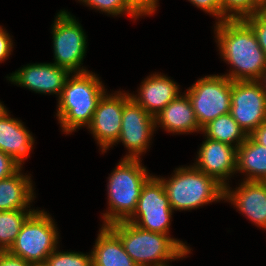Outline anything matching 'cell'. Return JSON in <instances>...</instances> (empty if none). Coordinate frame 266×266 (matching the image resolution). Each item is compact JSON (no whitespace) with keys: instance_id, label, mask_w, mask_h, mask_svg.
Masks as SVG:
<instances>
[{"instance_id":"26","label":"cell","mask_w":266,"mask_h":266,"mask_svg":"<svg viewBox=\"0 0 266 266\" xmlns=\"http://www.w3.org/2000/svg\"><path fill=\"white\" fill-rule=\"evenodd\" d=\"M221 8L222 21L242 20L260 10L253 0H221Z\"/></svg>"},{"instance_id":"7","label":"cell","mask_w":266,"mask_h":266,"mask_svg":"<svg viewBox=\"0 0 266 266\" xmlns=\"http://www.w3.org/2000/svg\"><path fill=\"white\" fill-rule=\"evenodd\" d=\"M51 24V36L54 64L68 69L71 73L88 72L83 66L88 48V36L82 24L67 9L54 16Z\"/></svg>"},{"instance_id":"1","label":"cell","mask_w":266,"mask_h":266,"mask_svg":"<svg viewBox=\"0 0 266 266\" xmlns=\"http://www.w3.org/2000/svg\"><path fill=\"white\" fill-rule=\"evenodd\" d=\"M213 25L218 54L230 65L222 75L231 81L258 80L266 68V56L251 26L244 19Z\"/></svg>"},{"instance_id":"19","label":"cell","mask_w":266,"mask_h":266,"mask_svg":"<svg viewBox=\"0 0 266 266\" xmlns=\"http://www.w3.org/2000/svg\"><path fill=\"white\" fill-rule=\"evenodd\" d=\"M20 168L12 176L0 180V211L36 210L31 208L36 193L31 173Z\"/></svg>"},{"instance_id":"2","label":"cell","mask_w":266,"mask_h":266,"mask_svg":"<svg viewBox=\"0 0 266 266\" xmlns=\"http://www.w3.org/2000/svg\"><path fill=\"white\" fill-rule=\"evenodd\" d=\"M108 227L120 238L127 254L138 266H169L192 253L188 244L172 235L144 230L128 221Z\"/></svg>"},{"instance_id":"3","label":"cell","mask_w":266,"mask_h":266,"mask_svg":"<svg viewBox=\"0 0 266 266\" xmlns=\"http://www.w3.org/2000/svg\"><path fill=\"white\" fill-rule=\"evenodd\" d=\"M98 76L88 71L71 73L67 78L55 113L63 134L72 135L91 124L98 101L107 91Z\"/></svg>"},{"instance_id":"12","label":"cell","mask_w":266,"mask_h":266,"mask_svg":"<svg viewBox=\"0 0 266 266\" xmlns=\"http://www.w3.org/2000/svg\"><path fill=\"white\" fill-rule=\"evenodd\" d=\"M230 114L247 136L266 121V94L257 80L232 81Z\"/></svg>"},{"instance_id":"13","label":"cell","mask_w":266,"mask_h":266,"mask_svg":"<svg viewBox=\"0 0 266 266\" xmlns=\"http://www.w3.org/2000/svg\"><path fill=\"white\" fill-rule=\"evenodd\" d=\"M71 72L53 62L29 63L6 76V80L38 94L56 95L58 100Z\"/></svg>"},{"instance_id":"25","label":"cell","mask_w":266,"mask_h":266,"mask_svg":"<svg viewBox=\"0 0 266 266\" xmlns=\"http://www.w3.org/2000/svg\"><path fill=\"white\" fill-rule=\"evenodd\" d=\"M58 246L46 259L48 266H93L91 251H61Z\"/></svg>"},{"instance_id":"14","label":"cell","mask_w":266,"mask_h":266,"mask_svg":"<svg viewBox=\"0 0 266 266\" xmlns=\"http://www.w3.org/2000/svg\"><path fill=\"white\" fill-rule=\"evenodd\" d=\"M200 146L192 164L226 187L236 175V148L207 137Z\"/></svg>"},{"instance_id":"32","label":"cell","mask_w":266,"mask_h":266,"mask_svg":"<svg viewBox=\"0 0 266 266\" xmlns=\"http://www.w3.org/2000/svg\"><path fill=\"white\" fill-rule=\"evenodd\" d=\"M146 16H152L158 10L159 0H131Z\"/></svg>"},{"instance_id":"28","label":"cell","mask_w":266,"mask_h":266,"mask_svg":"<svg viewBox=\"0 0 266 266\" xmlns=\"http://www.w3.org/2000/svg\"><path fill=\"white\" fill-rule=\"evenodd\" d=\"M193 6L199 8L204 13L214 17L215 23L222 21L221 0H188Z\"/></svg>"},{"instance_id":"35","label":"cell","mask_w":266,"mask_h":266,"mask_svg":"<svg viewBox=\"0 0 266 266\" xmlns=\"http://www.w3.org/2000/svg\"><path fill=\"white\" fill-rule=\"evenodd\" d=\"M253 3L260 9L266 10V0H253Z\"/></svg>"},{"instance_id":"17","label":"cell","mask_w":266,"mask_h":266,"mask_svg":"<svg viewBox=\"0 0 266 266\" xmlns=\"http://www.w3.org/2000/svg\"><path fill=\"white\" fill-rule=\"evenodd\" d=\"M27 128L21 119L11 116L10 111L0 118V150L11 156L20 168H24L35 149L36 138Z\"/></svg>"},{"instance_id":"16","label":"cell","mask_w":266,"mask_h":266,"mask_svg":"<svg viewBox=\"0 0 266 266\" xmlns=\"http://www.w3.org/2000/svg\"><path fill=\"white\" fill-rule=\"evenodd\" d=\"M139 85L136 95L129 93L130 97L154 117L183 93L174 79L161 72L149 74Z\"/></svg>"},{"instance_id":"11","label":"cell","mask_w":266,"mask_h":266,"mask_svg":"<svg viewBox=\"0 0 266 266\" xmlns=\"http://www.w3.org/2000/svg\"><path fill=\"white\" fill-rule=\"evenodd\" d=\"M106 91L98 101L91 124L86 128L93 136L101 154L106 153L120 136L124 103L128 91Z\"/></svg>"},{"instance_id":"21","label":"cell","mask_w":266,"mask_h":266,"mask_svg":"<svg viewBox=\"0 0 266 266\" xmlns=\"http://www.w3.org/2000/svg\"><path fill=\"white\" fill-rule=\"evenodd\" d=\"M240 180H266V147L257 143L250 135L236 149V174Z\"/></svg>"},{"instance_id":"15","label":"cell","mask_w":266,"mask_h":266,"mask_svg":"<svg viewBox=\"0 0 266 266\" xmlns=\"http://www.w3.org/2000/svg\"><path fill=\"white\" fill-rule=\"evenodd\" d=\"M224 201L259 229L266 230V184L264 181L241 180L236 188L225 187Z\"/></svg>"},{"instance_id":"27","label":"cell","mask_w":266,"mask_h":266,"mask_svg":"<svg viewBox=\"0 0 266 266\" xmlns=\"http://www.w3.org/2000/svg\"><path fill=\"white\" fill-rule=\"evenodd\" d=\"M256 34L258 43L266 56V10H259L244 19Z\"/></svg>"},{"instance_id":"31","label":"cell","mask_w":266,"mask_h":266,"mask_svg":"<svg viewBox=\"0 0 266 266\" xmlns=\"http://www.w3.org/2000/svg\"><path fill=\"white\" fill-rule=\"evenodd\" d=\"M0 266H33V264L11 255L8 251H0Z\"/></svg>"},{"instance_id":"9","label":"cell","mask_w":266,"mask_h":266,"mask_svg":"<svg viewBox=\"0 0 266 266\" xmlns=\"http://www.w3.org/2000/svg\"><path fill=\"white\" fill-rule=\"evenodd\" d=\"M173 213L164 186L154 174L144 184L136 210L127 221L144 230L170 235Z\"/></svg>"},{"instance_id":"18","label":"cell","mask_w":266,"mask_h":266,"mask_svg":"<svg viewBox=\"0 0 266 266\" xmlns=\"http://www.w3.org/2000/svg\"><path fill=\"white\" fill-rule=\"evenodd\" d=\"M156 131L163 129L169 134L185 135L200 133L193 106L187 94L181 93L155 116Z\"/></svg>"},{"instance_id":"10","label":"cell","mask_w":266,"mask_h":266,"mask_svg":"<svg viewBox=\"0 0 266 266\" xmlns=\"http://www.w3.org/2000/svg\"><path fill=\"white\" fill-rule=\"evenodd\" d=\"M156 134L155 117L137 104L131 97L124 103L120 136L116 144H123L127 150L123 159H142L151 148ZM150 146V147H149Z\"/></svg>"},{"instance_id":"22","label":"cell","mask_w":266,"mask_h":266,"mask_svg":"<svg viewBox=\"0 0 266 266\" xmlns=\"http://www.w3.org/2000/svg\"><path fill=\"white\" fill-rule=\"evenodd\" d=\"M203 137L220 141L236 149L246 140L247 135L230 113L223 114L202 128Z\"/></svg>"},{"instance_id":"20","label":"cell","mask_w":266,"mask_h":266,"mask_svg":"<svg viewBox=\"0 0 266 266\" xmlns=\"http://www.w3.org/2000/svg\"><path fill=\"white\" fill-rule=\"evenodd\" d=\"M100 227L91 249L93 266H138L125 251L120 238L108 226Z\"/></svg>"},{"instance_id":"8","label":"cell","mask_w":266,"mask_h":266,"mask_svg":"<svg viewBox=\"0 0 266 266\" xmlns=\"http://www.w3.org/2000/svg\"><path fill=\"white\" fill-rule=\"evenodd\" d=\"M184 92L191 101L201 129L217 117L230 113L232 81L225 75H204Z\"/></svg>"},{"instance_id":"33","label":"cell","mask_w":266,"mask_h":266,"mask_svg":"<svg viewBox=\"0 0 266 266\" xmlns=\"http://www.w3.org/2000/svg\"><path fill=\"white\" fill-rule=\"evenodd\" d=\"M250 136L259 144L266 147V121L259 125Z\"/></svg>"},{"instance_id":"4","label":"cell","mask_w":266,"mask_h":266,"mask_svg":"<svg viewBox=\"0 0 266 266\" xmlns=\"http://www.w3.org/2000/svg\"><path fill=\"white\" fill-rule=\"evenodd\" d=\"M141 159H123L107 180V209L101 213L102 224L127 221L135 212L144 184L152 177Z\"/></svg>"},{"instance_id":"24","label":"cell","mask_w":266,"mask_h":266,"mask_svg":"<svg viewBox=\"0 0 266 266\" xmlns=\"http://www.w3.org/2000/svg\"><path fill=\"white\" fill-rule=\"evenodd\" d=\"M80 4L94 9L107 16L120 17L126 15L133 21L146 15L131 0H76Z\"/></svg>"},{"instance_id":"29","label":"cell","mask_w":266,"mask_h":266,"mask_svg":"<svg viewBox=\"0 0 266 266\" xmlns=\"http://www.w3.org/2000/svg\"><path fill=\"white\" fill-rule=\"evenodd\" d=\"M13 36L9 34L5 27L0 25V64L9 59L14 50Z\"/></svg>"},{"instance_id":"30","label":"cell","mask_w":266,"mask_h":266,"mask_svg":"<svg viewBox=\"0 0 266 266\" xmlns=\"http://www.w3.org/2000/svg\"><path fill=\"white\" fill-rule=\"evenodd\" d=\"M20 167L12 157L0 150V180L6 179L16 173Z\"/></svg>"},{"instance_id":"6","label":"cell","mask_w":266,"mask_h":266,"mask_svg":"<svg viewBox=\"0 0 266 266\" xmlns=\"http://www.w3.org/2000/svg\"><path fill=\"white\" fill-rule=\"evenodd\" d=\"M54 218L44 209L36 210L26 219L8 252L31 264L45 263L60 246V232Z\"/></svg>"},{"instance_id":"36","label":"cell","mask_w":266,"mask_h":266,"mask_svg":"<svg viewBox=\"0 0 266 266\" xmlns=\"http://www.w3.org/2000/svg\"><path fill=\"white\" fill-rule=\"evenodd\" d=\"M9 110L6 108V106L3 104V101H0V118H2L6 113H8Z\"/></svg>"},{"instance_id":"23","label":"cell","mask_w":266,"mask_h":266,"mask_svg":"<svg viewBox=\"0 0 266 266\" xmlns=\"http://www.w3.org/2000/svg\"><path fill=\"white\" fill-rule=\"evenodd\" d=\"M35 210L0 211V251H8L22 225Z\"/></svg>"},{"instance_id":"34","label":"cell","mask_w":266,"mask_h":266,"mask_svg":"<svg viewBox=\"0 0 266 266\" xmlns=\"http://www.w3.org/2000/svg\"><path fill=\"white\" fill-rule=\"evenodd\" d=\"M257 81L260 83L262 90L266 94V68L264 69V72L262 73V75L260 76V78Z\"/></svg>"},{"instance_id":"5","label":"cell","mask_w":266,"mask_h":266,"mask_svg":"<svg viewBox=\"0 0 266 266\" xmlns=\"http://www.w3.org/2000/svg\"><path fill=\"white\" fill-rule=\"evenodd\" d=\"M184 166V167H183ZM181 165L170 177L155 175L163 184L169 204L175 211H191L204 205L223 202L225 187L193 164Z\"/></svg>"},{"instance_id":"37","label":"cell","mask_w":266,"mask_h":266,"mask_svg":"<svg viewBox=\"0 0 266 266\" xmlns=\"http://www.w3.org/2000/svg\"><path fill=\"white\" fill-rule=\"evenodd\" d=\"M33 266H48L46 263L33 264Z\"/></svg>"}]
</instances>
